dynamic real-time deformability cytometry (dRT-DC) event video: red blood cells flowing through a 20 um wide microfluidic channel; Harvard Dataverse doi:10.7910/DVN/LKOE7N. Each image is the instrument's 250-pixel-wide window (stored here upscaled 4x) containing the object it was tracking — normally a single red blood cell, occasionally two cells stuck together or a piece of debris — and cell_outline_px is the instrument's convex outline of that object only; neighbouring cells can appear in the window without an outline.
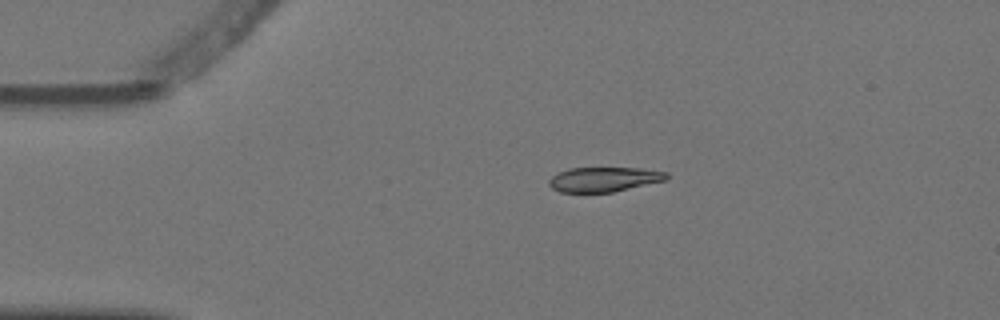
{"species": "Egyptian fruit bat (a non-hibernating species)", "species_latin": "Rousettus aegyptiacus", "temperature_condition": "warm", "stored_images_in_passage": 4, "camera_frame_rate_fps": 3000, "um_per_image_px": 0.085, "animal": {"sex": "female"}, "frame": {"image": 1, "passage_image": 3, "time_ms": 0.667, "image_size_px": [1000, 320], "cell_outline_px": [[668, 180], [612, 192], [560, 192], [552, 188], [548, 184], [548, 180], [556, 172], [568, 168], [640, 168], [668, 172]], "centroid_in_image_um": [51.33, 15.24], "position_along_channel_um": 33.7, "area_um2": 17.05}}